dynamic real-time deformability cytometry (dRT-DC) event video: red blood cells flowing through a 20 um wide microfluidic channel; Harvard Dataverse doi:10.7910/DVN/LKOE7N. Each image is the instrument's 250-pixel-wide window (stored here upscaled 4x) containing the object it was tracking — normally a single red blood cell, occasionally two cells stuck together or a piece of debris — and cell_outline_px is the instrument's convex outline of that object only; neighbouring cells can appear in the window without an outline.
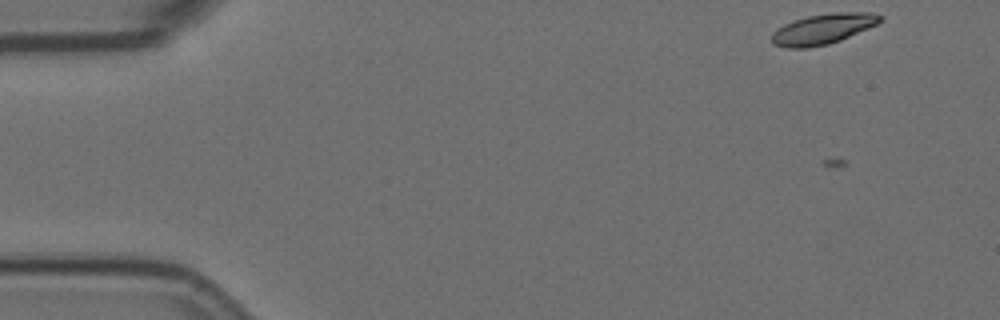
{"species": "Egyptian fruit bat (a non-hibernating species)", "species_latin": "Rousettus aegyptiacus", "temperature_condition": "room temperature", "stored_images_in_passage": 5, "camera_frame_rate_fps": 3000, "um_per_image_px": 0.085, "animal": {"sex": "female"}, "frame": {"image": 1, "passage_image": 1, "time_ms": 0.0, "image_size_px": [1000, 320], "cell_outline_px": [[884, 20], [880, 24], [840, 40], [828, 44], [808, 48], [788, 48], [772, 44], [772, 32], [776, 28], [784, 24], [808, 16], [832, 12], [872, 12], [884, 16]], "centroid_in_image_um": [70.01, 2.45], "position_along_channel_um": 15.0, "area_um2": 19.48}}